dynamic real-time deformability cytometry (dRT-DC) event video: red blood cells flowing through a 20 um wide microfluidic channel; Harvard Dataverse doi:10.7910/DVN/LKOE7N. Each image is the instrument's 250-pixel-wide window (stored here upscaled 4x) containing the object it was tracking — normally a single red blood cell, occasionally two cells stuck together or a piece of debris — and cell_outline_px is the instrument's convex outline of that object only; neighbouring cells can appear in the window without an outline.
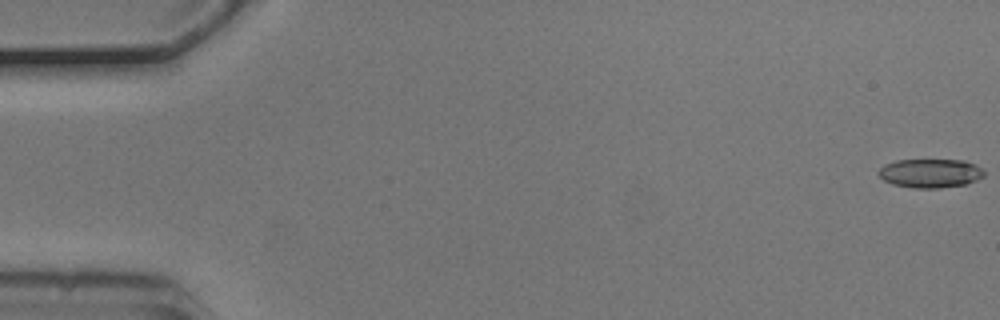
{"species": "common noctule bat (a hibernating species)", "species_latin": "Nyctalus noctula", "temperature_condition": "cold", "stored_images_in_passage": 14, "camera_frame_rate_fps": 3000, "um_per_image_px": 0.085, "animal": {"sex": "male", "body_mass_g": 20.5, "forearm_length_mm": 52.5}, "frame": {"image": 1, "passage_image": 1, "time_ms": 0.0, "image_size_px": [1000, 320], "cell_outline_px": [[984, 176], [976, 180], [964, 184], [940, 188], [912, 188], [892, 184], [884, 180], [876, 172], [884, 164], [896, 160], [964, 160], [976, 164], [984, 172]], "centroid_in_image_um": [79.05, 14.72], "position_along_channel_um": 6.0, "area_um2": 17.8}}
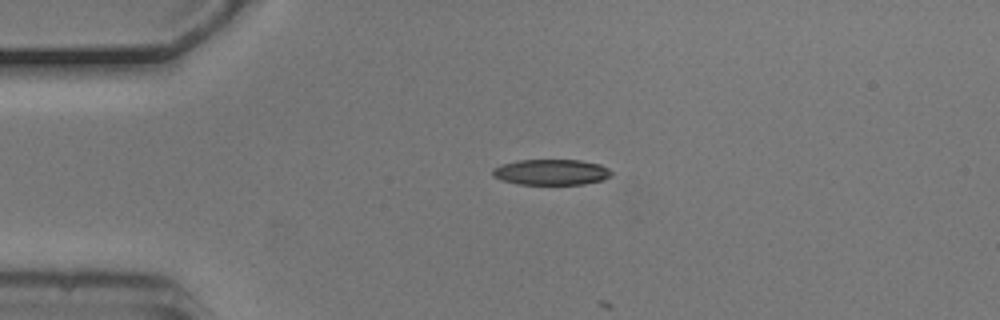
{"frame": {"image": 2, "passage_image": 13, "time_ms": 4.0, "image_size_px": [1000, 320], "cell_outline_px": [[612, 176], [604, 180], [584, 184], [520, 184], [504, 180], [492, 176], [492, 168], [500, 164], [516, 160], [580, 160], [600, 164], [608, 168], [612, 172]], "centroid_in_image_um": [46.87, 14.62], "position_along_channel_um": 38.1, "area_um2": 17.92}}